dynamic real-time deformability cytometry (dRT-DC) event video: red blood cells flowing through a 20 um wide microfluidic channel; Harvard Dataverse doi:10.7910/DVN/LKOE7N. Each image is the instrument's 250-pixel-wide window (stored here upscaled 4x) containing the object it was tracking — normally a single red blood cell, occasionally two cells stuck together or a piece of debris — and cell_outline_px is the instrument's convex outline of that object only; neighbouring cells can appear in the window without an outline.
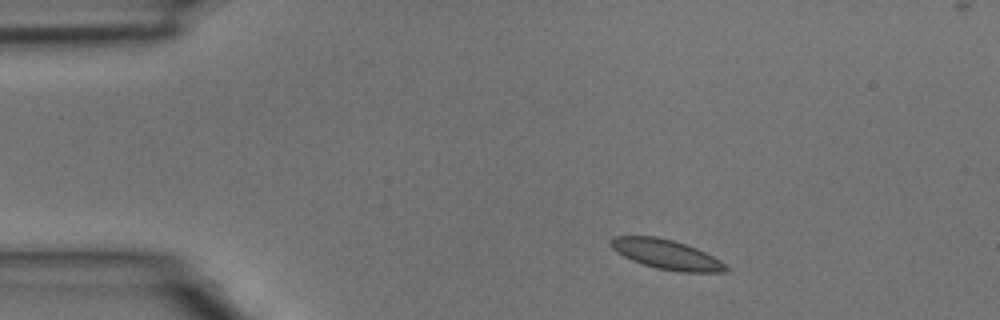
{"species": "common noctule bat (a hibernating species)", "species_latin": "Nyctalus noctula", "temperature_condition": "room temperature", "stored_images_in_passage": 3, "camera_frame_rate_fps": 3000, "um_per_image_px": 0.085, "animal": {"sex": "male", "body_mass_g": 15.6}, "frame": {"image": 1, "passage_image": 1, "time_ms": 0.0, "image_size_px": [1000, 320], "cell_outline_px": [[732, 268], [724, 272], [680, 272], [656, 268], [632, 260], [616, 252], [612, 248], [612, 240], [616, 236], [656, 236], [672, 240], [696, 248], [720, 260]], "centroid_in_image_um": [56.69, 21.64], "position_along_channel_um": 28.3, "area_um2": 19.65}}